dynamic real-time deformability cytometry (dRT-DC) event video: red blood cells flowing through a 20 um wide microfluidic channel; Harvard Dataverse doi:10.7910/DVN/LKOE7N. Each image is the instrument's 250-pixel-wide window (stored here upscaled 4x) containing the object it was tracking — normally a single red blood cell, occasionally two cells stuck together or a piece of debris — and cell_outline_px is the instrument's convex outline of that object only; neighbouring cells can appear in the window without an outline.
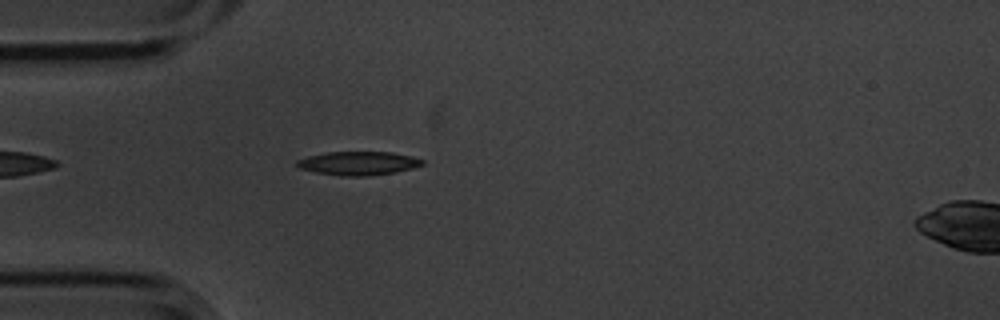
{"species": "common noctule bat (a hibernating species)", "species_latin": "Nyctalus noctula", "temperature_condition": "cold", "stored_images_in_passage": 4, "camera_frame_rate_fps": 3000, "um_per_image_px": 0.085, "animal": {"sex": "male", "body_mass_g": 20.1, "forearm_length_mm": 53.5}, "frame": {"image": 1, "passage_image": 4, "time_ms": 1.0, "image_size_px": [1000, 320], "cell_outline_px": [[424, 164], [412, 168], [396, 172], [368, 176], [340, 176], [316, 172], [300, 168], [296, 164], [296, 160], [308, 156], [328, 152], [392, 152], [412, 156], [424, 160]], "centroid_in_image_um": [30.47, 13.88], "position_along_channel_um": 54.5, "area_um2": 17.28}}